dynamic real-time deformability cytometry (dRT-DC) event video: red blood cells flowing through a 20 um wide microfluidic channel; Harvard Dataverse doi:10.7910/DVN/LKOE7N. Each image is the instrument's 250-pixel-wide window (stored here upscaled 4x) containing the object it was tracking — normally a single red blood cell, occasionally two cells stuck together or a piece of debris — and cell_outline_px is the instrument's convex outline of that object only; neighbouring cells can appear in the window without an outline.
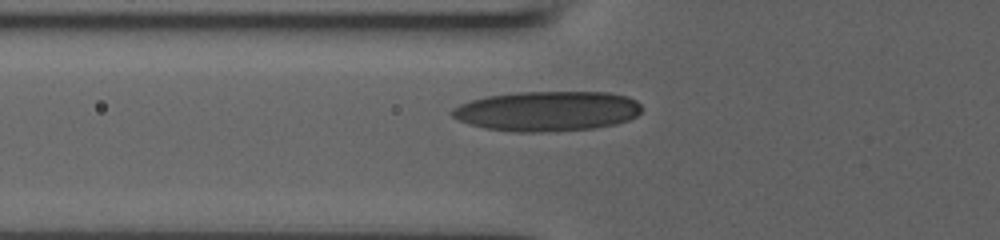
{"species": "human", "species_latin": "Homo sapiens", "temperature_condition": "room temperature", "stored_images_in_passage": 27, "camera_frame_rate_fps": 3000, "um_per_image_px": 0.085, "donor": {"sex": "male"}, "frame": {"image": 1, "passage_image": 2, "time_ms": 0.333, "image_size_px": [1000, 240], "cell_outline_px": [[644, 108], [636, 116], [628, 120], [616, 124], [592, 128], [540, 132], [516, 132], [484, 128], [468, 124], [452, 116], [452, 108], [460, 104], [472, 100], [488, 96], [516, 92], [608, 92], [628, 96], [636, 100]], "centroid_in_image_um": [46.54, 9.44], "position_along_channel_um": 79.3, "area_um2": 44.22}}
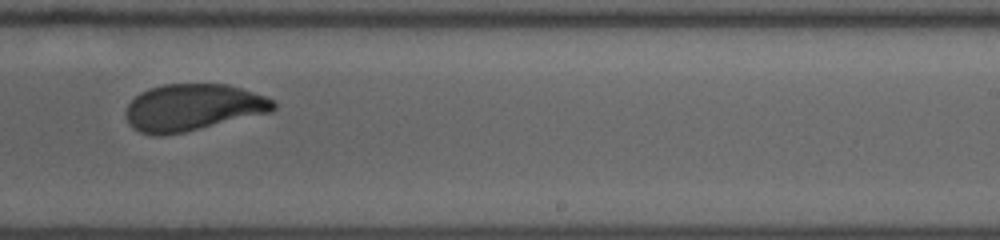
{"frame": {"image": 2, "passage_image": 16, "time_ms": 5.0, "image_size_px": [1000, 240], "cell_outline_px": [[276, 108], [272, 112], [184, 132], [164, 136], [152, 136], [140, 132], [132, 128], [128, 124], [128, 104], [140, 92], [148, 88], [164, 84], [228, 84], [276, 100]], "centroid_in_image_um": [16.4, 9.14], "position_along_channel_um": 272.6, "area_um2": 40.29}}
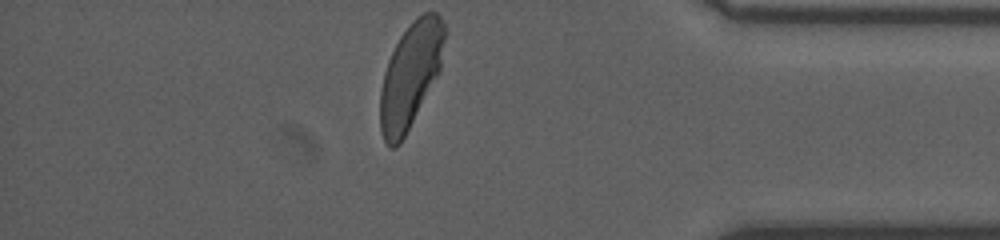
{"frame": {"image": 3, "passage_image": 27, "time_ms": 8.667, "image_size_px": [1000, 240], "cell_outline_px": [[448, 32], [440, 72], [400, 144], [396, 148], [388, 148], [384, 140], [380, 128], [380, 88], [384, 72], [388, 60], [400, 36], [412, 20], [416, 16], [424, 12], [436, 12], [440, 16]], "centroid_in_image_um": [34.92, 6.37], "position_along_channel_um": 400.3, "area_um2": 40.06}}